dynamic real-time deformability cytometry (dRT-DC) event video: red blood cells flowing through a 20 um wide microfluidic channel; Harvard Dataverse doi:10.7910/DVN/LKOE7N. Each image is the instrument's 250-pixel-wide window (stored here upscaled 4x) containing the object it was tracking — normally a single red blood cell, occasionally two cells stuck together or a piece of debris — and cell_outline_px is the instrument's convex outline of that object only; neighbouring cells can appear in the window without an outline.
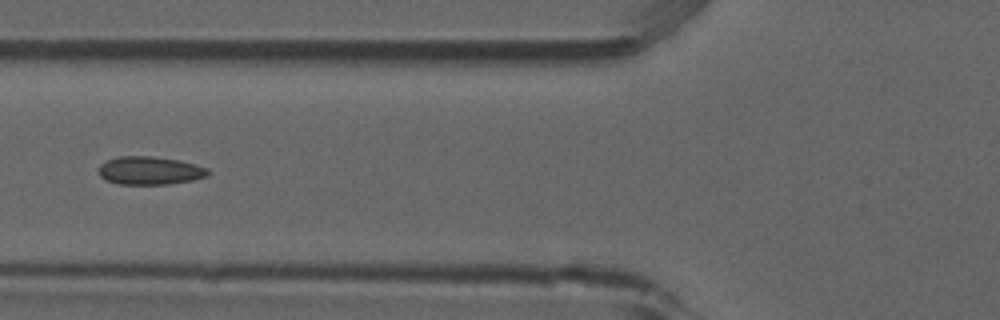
{"species": "common noctule bat (a hibernating species)", "species_latin": "Nyctalus noctula", "temperature_condition": "room temperature", "stored_images_in_passage": 5, "camera_frame_rate_fps": 3000, "um_per_image_px": 0.085, "animal": {"sex": "male", "forearm_length_mm": 52.5}, "frame": {"image": 1, "passage_image": 5, "time_ms": 1.333, "image_size_px": [1000, 320], "cell_outline_px": [[212, 172], [208, 176], [192, 180], [168, 184], [120, 184], [108, 180], [100, 176], [96, 168], [104, 160], [116, 156], [152, 156], [180, 160], [196, 164], [208, 168]], "centroid_in_image_um": [12.73, 14.48], "position_along_channel_um": 113.1, "area_um2": 18.26}}